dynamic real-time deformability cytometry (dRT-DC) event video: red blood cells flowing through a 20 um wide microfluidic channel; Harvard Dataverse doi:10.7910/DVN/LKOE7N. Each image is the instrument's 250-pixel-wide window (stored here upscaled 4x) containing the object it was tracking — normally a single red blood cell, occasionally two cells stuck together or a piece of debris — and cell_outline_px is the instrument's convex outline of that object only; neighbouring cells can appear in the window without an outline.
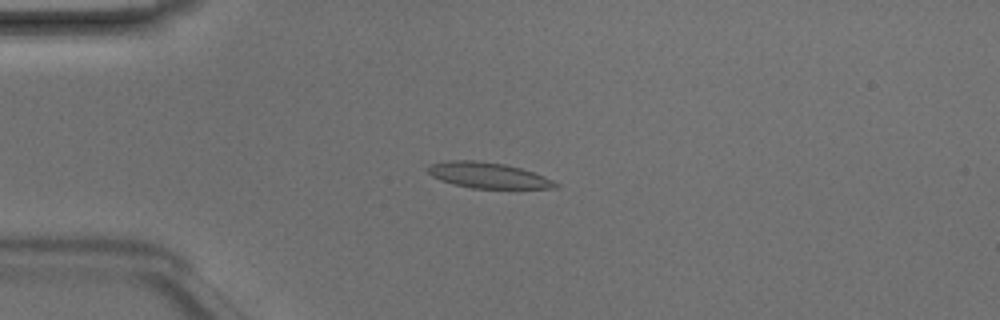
{"species": "Egyptian fruit bat (a non-hibernating species)", "species_latin": "Rousettus aegyptiacus", "temperature_condition": "room temperature", "stored_images_in_passage": 41, "camera_frame_rate_fps": 3000, "um_per_image_px": 0.085, "animal": {"sex": "male"}, "frame": {"image": 1, "passage_image": 5, "time_ms": 1.333, "image_size_px": [1000, 320], "cell_outline_px": [[560, 184], [556, 188], [472, 188], [452, 184], [440, 180], [432, 176], [428, 172], [428, 168], [432, 164], [444, 160], [476, 160], [504, 164], [520, 168], [544, 176]], "centroid_in_image_um": [41.46, 14.9], "position_along_channel_um": 43.5, "area_um2": 19.02}}
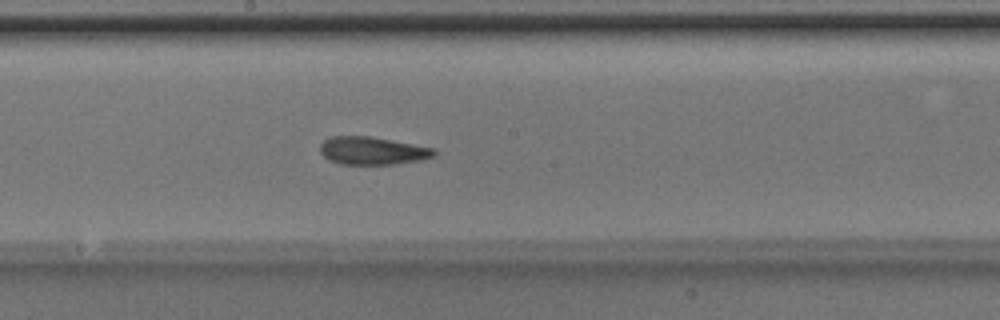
{"frame": {"image": 2, "passage_image": 19, "time_ms": 6.0, "image_size_px": [1000, 320], "cell_outline_px": [[436, 156], [420, 160], [396, 164], [340, 164], [328, 160], [320, 152], [320, 144], [324, 140], [332, 136], [372, 136], [436, 148]], "centroid_in_image_um": [31.68, 12.81], "position_along_channel_um": 216.5, "area_um2": 18.73}}
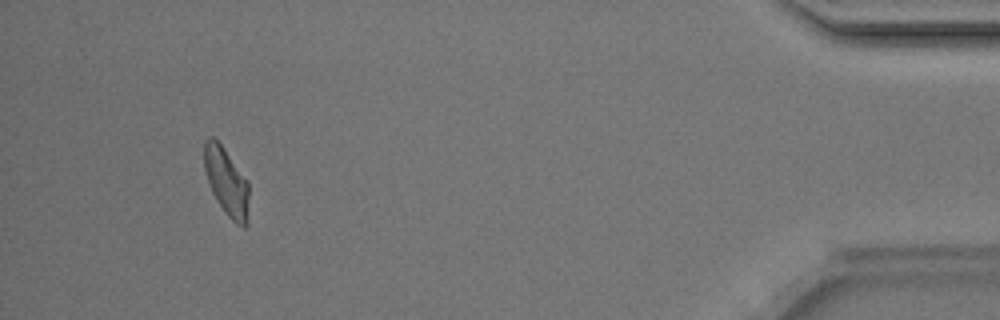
{"frame": {"image": 3, "passage_image": 38, "time_ms": 12.333, "image_size_px": [1000, 320], "cell_outline_px": [[248, 224], [244, 228], [236, 224], [228, 216], [216, 200], [208, 184], [204, 168], [204, 140], [208, 136], [212, 136], [224, 148], [248, 180]], "centroid_in_image_um": [19.25, 15.45], "position_along_channel_um": 416.0, "area_um2": 17.86}, "authors_computed_cell_mechanics": {"area_um2": 18.6694, "velocity_mm_per_s": 4.2083, "shape_relaxation_time_tau1_ms": 3.7391, "shape_relaxation_time_tau2_ms": 1.8092, "deformation_change_tau1": 0.1462, "deformation_change_tau2": 0.0699}}